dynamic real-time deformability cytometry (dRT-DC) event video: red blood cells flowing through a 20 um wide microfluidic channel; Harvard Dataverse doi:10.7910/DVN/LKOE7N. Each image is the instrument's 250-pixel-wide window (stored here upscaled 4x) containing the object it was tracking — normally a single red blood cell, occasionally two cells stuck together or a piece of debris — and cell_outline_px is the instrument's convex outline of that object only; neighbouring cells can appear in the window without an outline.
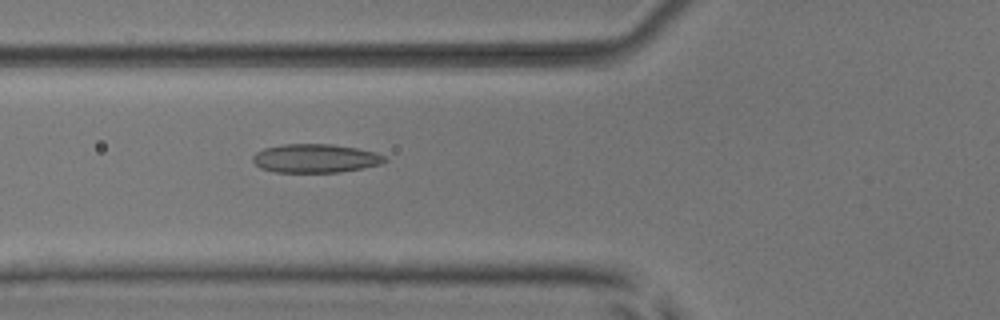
{"species": "common noctule bat (a hibernating species)", "species_latin": "Nyctalus noctula", "temperature_condition": "room temperature", "stored_images_in_passage": 6, "camera_frame_rate_fps": 3000, "um_per_image_px": 0.085, "animal": {"sex": "male", "body_mass_g": 17.9, "forearm_length_mm": 54.2}, "frame": {"image": 1, "passage_image": 6, "time_ms": 1.667, "image_size_px": [1000, 320], "cell_outline_px": [[388, 160], [380, 164], [340, 172], [276, 172], [260, 168], [252, 160], [252, 156], [256, 152], [264, 148], [284, 144], [332, 144], [356, 148], [376, 152], [384, 156]], "centroid_in_image_um": [26.79, 13.45], "position_along_channel_um": 99.0, "area_um2": 21.96}}